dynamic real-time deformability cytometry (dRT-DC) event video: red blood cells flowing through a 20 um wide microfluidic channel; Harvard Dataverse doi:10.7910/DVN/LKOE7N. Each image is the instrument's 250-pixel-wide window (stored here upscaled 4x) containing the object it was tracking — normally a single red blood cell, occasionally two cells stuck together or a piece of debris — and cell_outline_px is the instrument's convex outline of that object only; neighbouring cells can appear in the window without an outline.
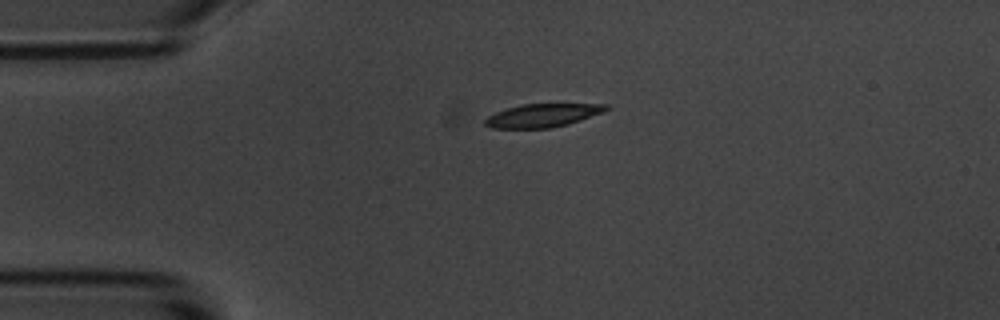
{"species": "common noctule bat (a hibernating species)", "species_latin": "Nyctalus noctula", "temperature_condition": "room temperature", "stored_images_in_passage": 2, "camera_frame_rate_fps": 3000, "um_per_image_px": 0.085, "animal": {"sex": "male", "body_mass_g": 20.1, "forearm_length_mm": 53.5}, "frame": {"image": 1, "passage_image": 1, "time_ms": 0.0, "image_size_px": [1000, 320], "cell_outline_px": [[608, 108], [604, 112], [568, 124], [552, 128], [492, 128], [484, 124], [484, 120], [488, 116], [496, 112], [508, 108], [524, 104], [608, 104]], "centroid_in_image_um": [46.12, 9.81], "position_along_channel_um": 38.9, "area_um2": 16.3}}